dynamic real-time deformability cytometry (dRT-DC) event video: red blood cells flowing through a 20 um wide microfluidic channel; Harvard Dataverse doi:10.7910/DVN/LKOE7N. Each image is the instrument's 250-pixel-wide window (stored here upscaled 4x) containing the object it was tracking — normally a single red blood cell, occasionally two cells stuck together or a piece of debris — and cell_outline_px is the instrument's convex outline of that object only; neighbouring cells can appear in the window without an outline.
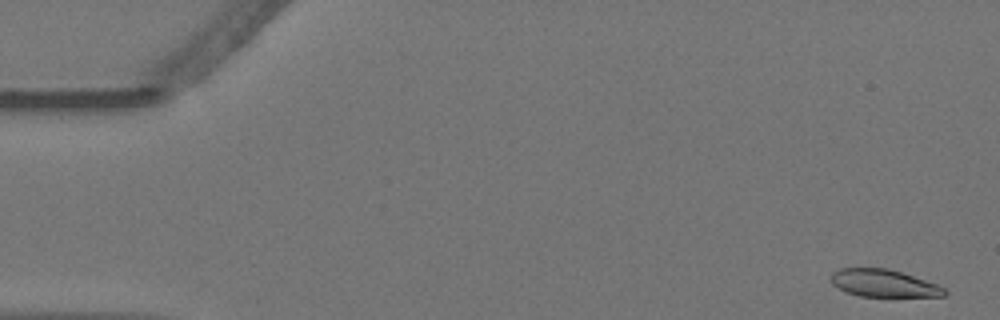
{"species": "Egyptian fruit bat (a non-hibernating species)", "species_latin": "Rousettus aegyptiacus", "temperature_condition": "warm", "stored_images_in_passage": 55, "camera_frame_rate_fps": 3000, "um_per_image_px": 0.085, "animal": {"sex": "female"}, "frame": {"image": 1, "passage_image": 1, "time_ms": 0.0, "image_size_px": [1000, 320], "cell_outline_px": [[948, 292], [944, 296], [860, 296], [848, 292], [832, 284], [832, 272], [840, 268], [888, 268], [936, 284], [944, 288]], "centroid_in_image_um": [75.1, 24.07], "position_along_channel_um": 9.9, "area_um2": 17.74}}
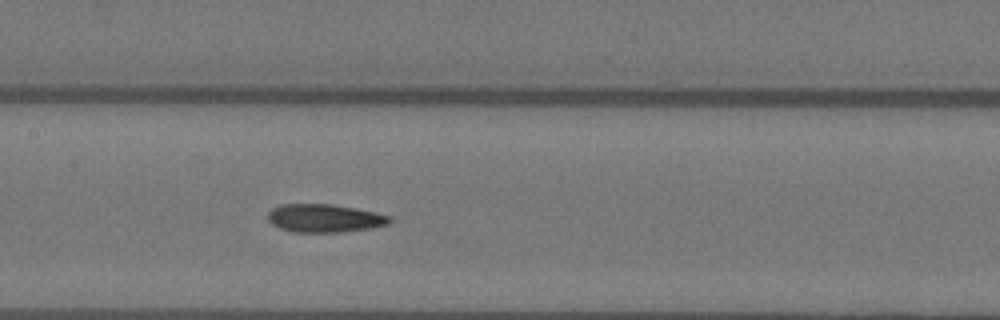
{"frame": {"image": 2, "passage_image": 26, "time_ms": 8.333, "image_size_px": [1000, 320], "cell_outline_px": [[392, 220], [388, 224], [372, 228], [344, 232], [292, 232], [280, 228], [272, 224], [268, 220], [268, 212], [272, 208], [280, 204], [332, 204], [376, 212], [392, 216]], "centroid_in_image_um": [27.6, 18.55], "position_along_channel_um": 179.8, "area_um2": 20.17}}
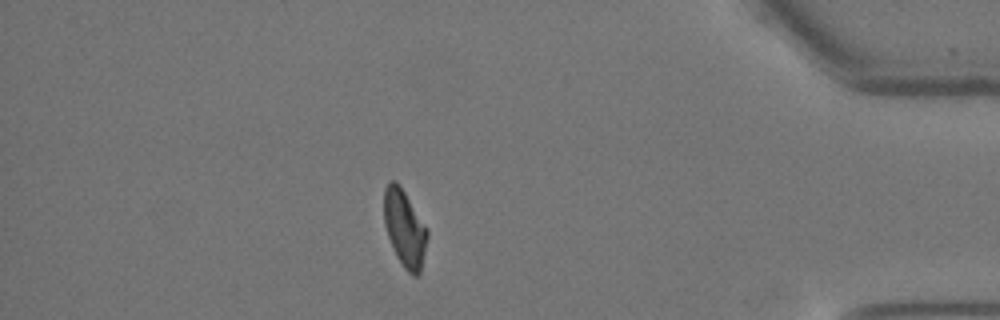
{"frame": {"image": 3, "passage_image": 48, "time_ms": 15.667, "image_size_px": [1000, 320], "cell_outline_px": [[428, 236], [420, 272], [416, 276], [412, 276], [404, 268], [396, 256], [388, 236], [384, 224], [384, 188], [388, 180], [396, 180], [400, 184], [428, 228]], "centroid_in_image_um": [34.39, 19.36], "position_along_channel_um": 400.8, "area_um2": 19.65}, "authors_computed_cell_mechanics": {"area_um2": 20.0566, "velocity_mm_per_s": 3.5787, "shape_relaxation_time_tau1_ms": 8.4058, "shape_relaxation_time_tau2_ms": 2.8585, "deformation_change_tau1": 0.2332, "deformation_change_tau2": 0.0992}}